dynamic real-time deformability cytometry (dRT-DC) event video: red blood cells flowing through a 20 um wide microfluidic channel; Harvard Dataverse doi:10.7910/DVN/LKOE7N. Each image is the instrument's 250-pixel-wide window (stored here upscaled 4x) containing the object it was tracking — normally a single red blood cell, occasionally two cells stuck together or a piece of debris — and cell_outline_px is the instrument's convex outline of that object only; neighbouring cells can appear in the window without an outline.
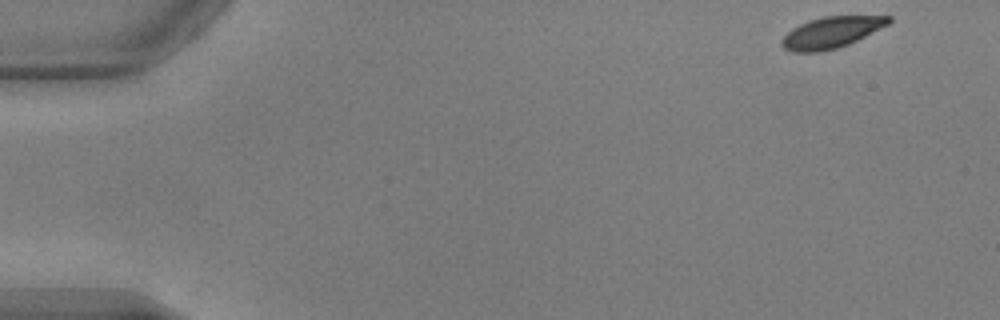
{"species": "common noctule bat (a hibernating species)", "species_latin": "Nyctalus noctula", "temperature_condition": "warm", "stored_images_in_passage": 51, "camera_frame_rate_fps": 3000, "um_per_image_px": 0.085, "animal": {"sex": "male", "body_mass_g": 17.9, "forearm_length_mm": 54.2}, "frame": {"image": 1, "passage_image": 1, "time_ms": 0.0, "image_size_px": [1000, 320], "cell_outline_px": [[892, 20], [888, 24], [848, 44], [836, 48], [820, 52], [792, 52], [784, 48], [780, 44], [780, 40], [792, 28], [808, 20], [824, 16], [892, 16]], "centroid_in_image_um": [70.62, 2.75], "position_along_channel_um": 14.4, "area_um2": 19.31}}
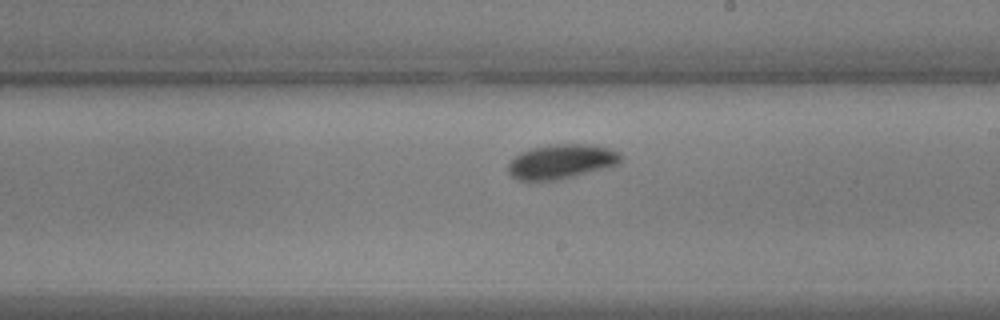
{"frame": {"image": 2, "passage_image": 29, "time_ms": 9.333, "image_size_px": [1000, 320], "cell_outline_px": [[624, 156], [620, 164], [608, 168], [560, 180], [516, 180], [508, 172], [508, 164], [520, 152], [532, 148], [556, 144], [592, 144], [608, 148], [620, 152]], "centroid_in_image_um": [47.78, 13.74], "position_along_channel_um": 241.2, "area_um2": 22.95}}
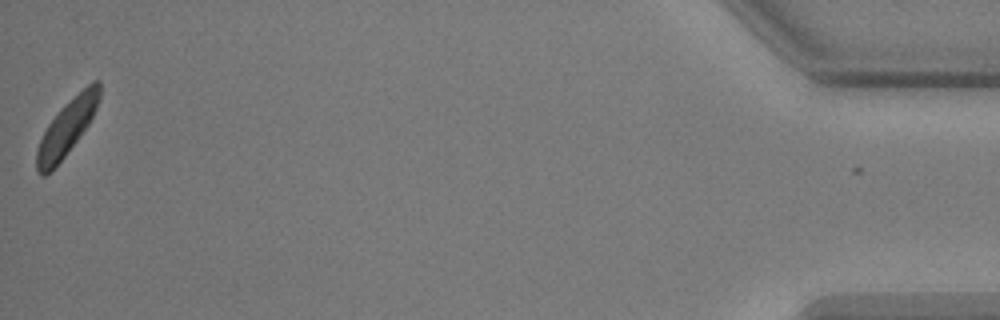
{"frame": {"image": 3, "passage_image": 51, "time_ms": 16.667, "image_size_px": [1000, 320], "cell_outline_px": [[100, 100], [88, 124], [64, 156], [44, 176], [40, 176], [36, 172], [36, 152], [40, 140], [48, 124], [60, 108], [64, 104], [92, 80], [100, 80]], "centroid_in_image_um": [5.68, 10.8], "position_along_channel_um": 429.5, "area_um2": 19.88}, "authors_computed_cell_mechanics": {"area_um2": 21.2704, "velocity_mm_per_s": 3.7822, "shape_relaxation_time_tau1_ms": 3.2859, "shape_relaxation_time_tau2_ms": 2.7295, "deformation_change_tau1": 0.1255, "deformation_change_tau2": 0.0511}}